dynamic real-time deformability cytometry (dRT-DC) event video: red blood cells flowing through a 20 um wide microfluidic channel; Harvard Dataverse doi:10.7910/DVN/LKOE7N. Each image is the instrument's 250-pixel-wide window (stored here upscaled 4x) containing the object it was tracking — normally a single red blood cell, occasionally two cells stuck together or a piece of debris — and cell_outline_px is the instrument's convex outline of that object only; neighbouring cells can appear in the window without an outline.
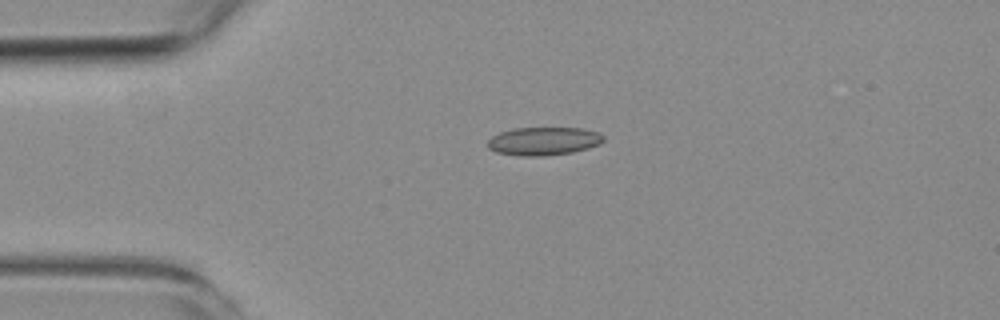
{"species": "common noctule bat (a hibernating species)", "species_latin": "Nyctalus noctula", "temperature_condition": "room temperature", "stored_images_in_passage": 2, "camera_frame_rate_fps": 3000, "um_per_image_px": 0.085, "animal": {"sex": "female", "body_mass_g": 19.3, "forearm_length_mm": 54.1}, "frame": {"image": 1, "passage_image": 1, "time_ms": 0.0, "image_size_px": [1000, 320], "cell_outline_px": [[604, 140], [600, 144], [588, 148], [572, 152], [544, 156], [520, 156], [496, 152], [488, 148], [488, 140], [492, 136], [500, 132], [512, 128], [580, 128], [596, 132], [604, 136]], "centroid_in_image_um": [46.18, 12.0], "position_along_channel_um": 38.8, "area_um2": 19.02}}